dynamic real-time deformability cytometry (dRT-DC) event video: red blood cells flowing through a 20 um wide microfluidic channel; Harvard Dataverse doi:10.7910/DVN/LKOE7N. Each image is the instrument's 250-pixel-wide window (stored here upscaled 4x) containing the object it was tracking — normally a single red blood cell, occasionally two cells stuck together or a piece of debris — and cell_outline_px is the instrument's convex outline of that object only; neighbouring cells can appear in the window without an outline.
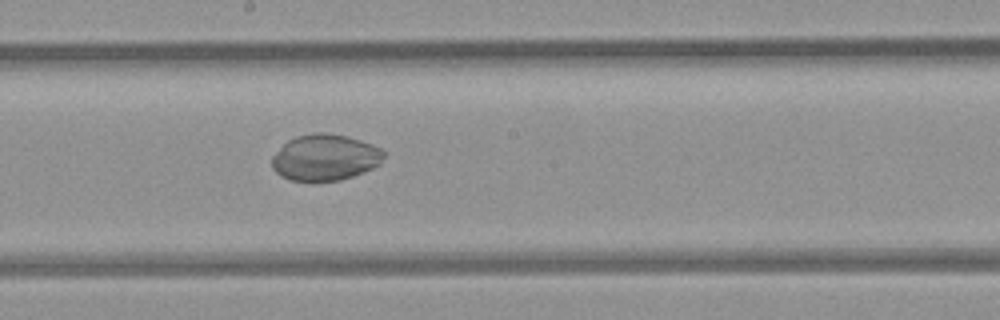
{"species": "common noctule bat (a hibernating species)", "species_latin": "Nyctalus noctula", "temperature_condition": "room temperature", "stored_images_in_passage": 26, "camera_frame_rate_fps": 3000, "um_per_image_px": 0.085, "animal": {"sex": "female", "body_mass_g": 21.9}, "frame": {"image": 1, "passage_image": 12, "time_ms": 3.667, "image_size_px": [1000, 320], "cell_outline_px": [[384, 156], [380, 164], [364, 172], [340, 180], [288, 180], [280, 176], [272, 168], [272, 156], [288, 140], [296, 136], [316, 132], [320, 132], [348, 136], [360, 140], [380, 148], [384, 152]], "centroid_in_image_um": [27.62, 13.38], "position_along_channel_um": 220.6, "area_um2": 29.94}}
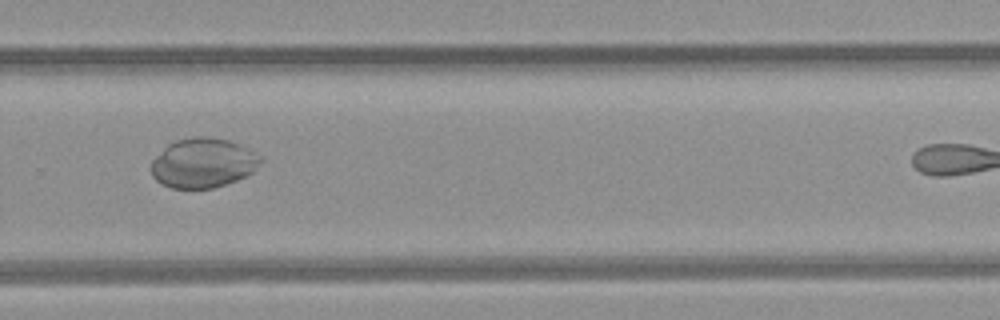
{"frame": {"image": 2, "passage_image": 19, "time_ms": 6.0, "image_size_px": [1000, 320], "cell_outline_px": [[264, 160], [252, 172], [236, 180], [212, 188], [172, 188], [160, 184], [152, 176], [152, 160], [168, 144], [176, 140], [192, 136], [208, 136], [228, 140], [256, 152]], "centroid_in_image_um": [17.25, 13.84], "position_along_channel_um": 312.5, "area_um2": 31.56}}
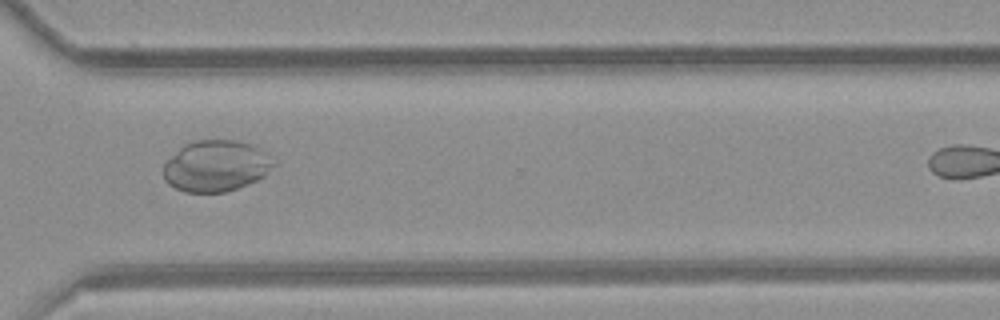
{"frame": {"image": 3, "passage_image": 22, "time_ms": 7.0, "image_size_px": [1000, 320], "cell_outline_px": [[276, 164], [264, 176], [248, 184], [224, 192], [184, 192], [168, 184], [164, 180], [164, 164], [184, 144], [192, 140], [232, 140], [248, 144], [264, 152]], "centroid_in_image_um": [18.33, 14.12], "position_along_channel_um": 352.3, "area_um2": 32.48}}